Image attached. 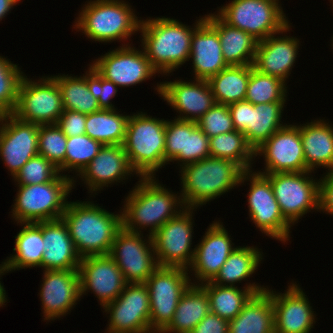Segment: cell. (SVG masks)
<instances>
[{
    "instance_id": "obj_43",
    "label": "cell",
    "mask_w": 333,
    "mask_h": 333,
    "mask_svg": "<svg viewBox=\"0 0 333 333\" xmlns=\"http://www.w3.org/2000/svg\"><path fill=\"white\" fill-rule=\"evenodd\" d=\"M67 136L56 124L39 125L38 154L51 161L59 172L65 171Z\"/></svg>"
},
{
    "instance_id": "obj_33",
    "label": "cell",
    "mask_w": 333,
    "mask_h": 333,
    "mask_svg": "<svg viewBox=\"0 0 333 333\" xmlns=\"http://www.w3.org/2000/svg\"><path fill=\"white\" fill-rule=\"evenodd\" d=\"M246 284L243 289L238 286H219L211 281L201 284L210 300V312L230 321L241 312L253 294L267 289L264 285Z\"/></svg>"
},
{
    "instance_id": "obj_17",
    "label": "cell",
    "mask_w": 333,
    "mask_h": 333,
    "mask_svg": "<svg viewBox=\"0 0 333 333\" xmlns=\"http://www.w3.org/2000/svg\"><path fill=\"white\" fill-rule=\"evenodd\" d=\"M127 42L105 53L91 64L107 80L120 87H129L150 79L158 72L152 67L144 50Z\"/></svg>"
},
{
    "instance_id": "obj_52",
    "label": "cell",
    "mask_w": 333,
    "mask_h": 333,
    "mask_svg": "<svg viewBox=\"0 0 333 333\" xmlns=\"http://www.w3.org/2000/svg\"><path fill=\"white\" fill-rule=\"evenodd\" d=\"M21 0H0V21L17 5Z\"/></svg>"
},
{
    "instance_id": "obj_2",
    "label": "cell",
    "mask_w": 333,
    "mask_h": 333,
    "mask_svg": "<svg viewBox=\"0 0 333 333\" xmlns=\"http://www.w3.org/2000/svg\"><path fill=\"white\" fill-rule=\"evenodd\" d=\"M114 214L92 201H68L62 215L81 258L107 255L122 228V212Z\"/></svg>"
},
{
    "instance_id": "obj_45",
    "label": "cell",
    "mask_w": 333,
    "mask_h": 333,
    "mask_svg": "<svg viewBox=\"0 0 333 333\" xmlns=\"http://www.w3.org/2000/svg\"><path fill=\"white\" fill-rule=\"evenodd\" d=\"M210 157L209 137L197 126L195 121H187L186 154H178L171 162L180 167Z\"/></svg>"
},
{
    "instance_id": "obj_32",
    "label": "cell",
    "mask_w": 333,
    "mask_h": 333,
    "mask_svg": "<svg viewBox=\"0 0 333 333\" xmlns=\"http://www.w3.org/2000/svg\"><path fill=\"white\" fill-rule=\"evenodd\" d=\"M22 229L15 236V254H10L2 264L8 272L16 269L42 267L45 251L42 237V221L36 223H19Z\"/></svg>"
},
{
    "instance_id": "obj_42",
    "label": "cell",
    "mask_w": 333,
    "mask_h": 333,
    "mask_svg": "<svg viewBox=\"0 0 333 333\" xmlns=\"http://www.w3.org/2000/svg\"><path fill=\"white\" fill-rule=\"evenodd\" d=\"M7 57L0 56V116L13 114L18 99L19 85L25 75Z\"/></svg>"
},
{
    "instance_id": "obj_22",
    "label": "cell",
    "mask_w": 333,
    "mask_h": 333,
    "mask_svg": "<svg viewBox=\"0 0 333 333\" xmlns=\"http://www.w3.org/2000/svg\"><path fill=\"white\" fill-rule=\"evenodd\" d=\"M40 286V300L44 321L61 318L81 300L78 269L43 270ZM71 309V310H70Z\"/></svg>"
},
{
    "instance_id": "obj_34",
    "label": "cell",
    "mask_w": 333,
    "mask_h": 333,
    "mask_svg": "<svg viewBox=\"0 0 333 333\" xmlns=\"http://www.w3.org/2000/svg\"><path fill=\"white\" fill-rule=\"evenodd\" d=\"M210 312V300L201 285L191 284L178 302L169 325L161 333H190Z\"/></svg>"
},
{
    "instance_id": "obj_36",
    "label": "cell",
    "mask_w": 333,
    "mask_h": 333,
    "mask_svg": "<svg viewBox=\"0 0 333 333\" xmlns=\"http://www.w3.org/2000/svg\"><path fill=\"white\" fill-rule=\"evenodd\" d=\"M262 254L254 246H236L211 282L219 286H236V283L247 280L258 269Z\"/></svg>"
},
{
    "instance_id": "obj_12",
    "label": "cell",
    "mask_w": 333,
    "mask_h": 333,
    "mask_svg": "<svg viewBox=\"0 0 333 333\" xmlns=\"http://www.w3.org/2000/svg\"><path fill=\"white\" fill-rule=\"evenodd\" d=\"M36 81L23 76L13 115L37 125L56 124L64 110L58 84L51 76Z\"/></svg>"
},
{
    "instance_id": "obj_24",
    "label": "cell",
    "mask_w": 333,
    "mask_h": 333,
    "mask_svg": "<svg viewBox=\"0 0 333 333\" xmlns=\"http://www.w3.org/2000/svg\"><path fill=\"white\" fill-rule=\"evenodd\" d=\"M230 237L222 222L213 221L209 225L200 243L195 247L194 259L189 268L190 272H194L193 282L197 280V283L193 284L201 285L216 277L228 256L236 248L233 247L234 243Z\"/></svg>"
},
{
    "instance_id": "obj_37",
    "label": "cell",
    "mask_w": 333,
    "mask_h": 333,
    "mask_svg": "<svg viewBox=\"0 0 333 333\" xmlns=\"http://www.w3.org/2000/svg\"><path fill=\"white\" fill-rule=\"evenodd\" d=\"M249 77L250 65H230L211 77L208 82L215 102L229 105L245 100Z\"/></svg>"
},
{
    "instance_id": "obj_31",
    "label": "cell",
    "mask_w": 333,
    "mask_h": 333,
    "mask_svg": "<svg viewBox=\"0 0 333 333\" xmlns=\"http://www.w3.org/2000/svg\"><path fill=\"white\" fill-rule=\"evenodd\" d=\"M229 333H274V309L267 290L253 294L229 321Z\"/></svg>"
},
{
    "instance_id": "obj_7",
    "label": "cell",
    "mask_w": 333,
    "mask_h": 333,
    "mask_svg": "<svg viewBox=\"0 0 333 333\" xmlns=\"http://www.w3.org/2000/svg\"><path fill=\"white\" fill-rule=\"evenodd\" d=\"M61 174L50 182L17 186V195L11 209L12 218L17 224L62 218L68 203L67 197L74 189L77 178Z\"/></svg>"
},
{
    "instance_id": "obj_20",
    "label": "cell",
    "mask_w": 333,
    "mask_h": 333,
    "mask_svg": "<svg viewBox=\"0 0 333 333\" xmlns=\"http://www.w3.org/2000/svg\"><path fill=\"white\" fill-rule=\"evenodd\" d=\"M78 271L81 297L92 291L102 308L116 300L127 284L122 271L109 254L83 257Z\"/></svg>"
},
{
    "instance_id": "obj_13",
    "label": "cell",
    "mask_w": 333,
    "mask_h": 333,
    "mask_svg": "<svg viewBox=\"0 0 333 333\" xmlns=\"http://www.w3.org/2000/svg\"><path fill=\"white\" fill-rule=\"evenodd\" d=\"M193 211L194 208H185L152 235L159 266L189 270L195 255V248H191Z\"/></svg>"
},
{
    "instance_id": "obj_46",
    "label": "cell",
    "mask_w": 333,
    "mask_h": 333,
    "mask_svg": "<svg viewBox=\"0 0 333 333\" xmlns=\"http://www.w3.org/2000/svg\"><path fill=\"white\" fill-rule=\"evenodd\" d=\"M196 123L209 138L235 130L228 105L218 103H215Z\"/></svg>"
},
{
    "instance_id": "obj_29",
    "label": "cell",
    "mask_w": 333,
    "mask_h": 333,
    "mask_svg": "<svg viewBox=\"0 0 333 333\" xmlns=\"http://www.w3.org/2000/svg\"><path fill=\"white\" fill-rule=\"evenodd\" d=\"M205 20L218 32L223 57L230 66L253 65L258 40L247 32L225 23L216 12L205 15Z\"/></svg>"
},
{
    "instance_id": "obj_47",
    "label": "cell",
    "mask_w": 333,
    "mask_h": 333,
    "mask_svg": "<svg viewBox=\"0 0 333 333\" xmlns=\"http://www.w3.org/2000/svg\"><path fill=\"white\" fill-rule=\"evenodd\" d=\"M187 121L166 120L164 166L178 154H186Z\"/></svg>"
},
{
    "instance_id": "obj_15",
    "label": "cell",
    "mask_w": 333,
    "mask_h": 333,
    "mask_svg": "<svg viewBox=\"0 0 333 333\" xmlns=\"http://www.w3.org/2000/svg\"><path fill=\"white\" fill-rule=\"evenodd\" d=\"M110 314L106 333H148L150 329V296L145 283H127L119 297L106 304Z\"/></svg>"
},
{
    "instance_id": "obj_28",
    "label": "cell",
    "mask_w": 333,
    "mask_h": 333,
    "mask_svg": "<svg viewBox=\"0 0 333 333\" xmlns=\"http://www.w3.org/2000/svg\"><path fill=\"white\" fill-rule=\"evenodd\" d=\"M190 59L195 75L193 79L208 81L229 66L223 57L218 32L205 19L193 31Z\"/></svg>"
},
{
    "instance_id": "obj_3",
    "label": "cell",
    "mask_w": 333,
    "mask_h": 333,
    "mask_svg": "<svg viewBox=\"0 0 333 333\" xmlns=\"http://www.w3.org/2000/svg\"><path fill=\"white\" fill-rule=\"evenodd\" d=\"M204 19L205 16L196 20L192 28L164 16L141 20V46L158 73L169 76L190 60L193 31Z\"/></svg>"
},
{
    "instance_id": "obj_8",
    "label": "cell",
    "mask_w": 333,
    "mask_h": 333,
    "mask_svg": "<svg viewBox=\"0 0 333 333\" xmlns=\"http://www.w3.org/2000/svg\"><path fill=\"white\" fill-rule=\"evenodd\" d=\"M217 15L258 41L291 29L279 0H232L219 8Z\"/></svg>"
},
{
    "instance_id": "obj_6",
    "label": "cell",
    "mask_w": 333,
    "mask_h": 333,
    "mask_svg": "<svg viewBox=\"0 0 333 333\" xmlns=\"http://www.w3.org/2000/svg\"><path fill=\"white\" fill-rule=\"evenodd\" d=\"M73 25L91 41H125L140 29L132 6L123 0H90L82 7Z\"/></svg>"
},
{
    "instance_id": "obj_41",
    "label": "cell",
    "mask_w": 333,
    "mask_h": 333,
    "mask_svg": "<svg viewBox=\"0 0 333 333\" xmlns=\"http://www.w3.org/2000/svg\"><path fill=\"white\" fill-rule=\"evenodd\" d=\"M102 144L86 134L67 137L65 153V171H81L92 161L102 148Z\"/></svg>"
},
{
    "instance_id": "obj_19",
    "label": "cell",
    "mask_w": 333,
    "mask_h": 333,
    "mask_svg": "<svg viewBox=\"0 0 333 333\" xmlns=\"http://www.w3.org/2000/svg\"><path fill=\"white\" fill-rule=\"evenodd\" d=\"M39 125L13 114L0 116V156L14 178L21 167L38 155Z\"/></svg>"
},
{
    "instance_id": "obj_14",
    "label": "cell",
    "mask_w": 333,
    "mask_h": 333,
    "mask_svg": "<svg viewBox=\"0 0 333 333\" xmlns=\"http://www.w3.org/2000/svg\"><path fill=\"white\" fill-rule=\"evenodd\" d=\"M147 236L148 239H143V233L130 232L123 227L115 236L109 255L127 283H145L159 267L152 236Z\"/></svg>"
},
{
    "instance_id": "obj_16",
    "label": "cell",
    "mask_w": 333,
    "mask_h": 333,
    "mask_svg": "<svg viewBox=\"0 0 333 333\" xmlns=\"http://www.w3.org/2000/svg\"><path fill=\"white\" fill-rule=\"evenodd\" d=\"M285 104L273 102L253 105L243 100L229 104L228 109L235 130L245 135L255 151L277 130L287 125L281 121Z\"/></svg>"
},
{
    "instance_id": "obj_25",
    "label": "cell",
    "mask_w": 333,
    "mask_h": 333,
    "mask_svg": "<svg viewBox=\"0 0 333 333\" xmlns=\"http://www.w3.org/2000/svg\"><path fill=\"white\" fill-rule=\"evenodd\" d=\"M131 174L136 172L129 164L123 145H103L78 176L87 185L86 188H89L88 193L96 195V191L114 183L117 185V182H123Z\"/></svg>"
},
{
    "instance_id": "obj_4",
    "label": "cell",
    "mask_w": 333,
    "mask_h": 333,
    "mask_svg": "<svg viewBox=\"0 0 333 333\" xmlns=\"http://www.w3.org/2000/svg\"><path fill=\"white\" fill-rule=\"evenodd\" d=\"M244 170L235 162L207 157L180 168V195L186 208L197 209L238 187Z\"/></svg>"
},
{
    "instance_id": "obj_26",
    "label": "cell",
    "mask_w": 333,
    "mask_h": 333,
    "mask_svg": "<svg viewBox=\"0 0 333 333\" xmlns=\"http://www.w3.org/2000/svg\"><path fill=\"white\" fill-rule=\"evenodd\" d=\"M275 36L273 34L258 42L253 66L260 73L286 82L295 66L300 41L290 35Z\"/></svg>"
},
{
    "instance_id": "obj_35",
    "label": "cell",
    "mask_w": 333,
    "mask_h": 333,
    "mask_svg": "<svg viewBox=\"0 0 333 333\" xmlns=\"http://www.w3.org/2000/svg\"><path fill=\"white\" fill-rule=\"evenodd\" d=\"M130 115L101 109L87 115L85 134L102 145H123Z\"/></svg>"
},
{
    "instance_id": "obj_51",
    "label": "cell",
    "mask_w": 333,
    "mask_h": 333,
    "mask_svg": "<svg viewBox=\"0 0 333 333\" xmlns=\"http://www.w3.org/2000/svg\"><path fill=\"white\" fill-rule=\"evenodd\" d=\"M190 333H229V321L209 312Z\"/></svg>"
},
{
    "instance_id": "obj_23",
    "label": "cell",
    "mask_w": 333,
    "mask_h": 333,
    "mask_svg": "<svg viewBox=\"0 0 333 333\" xmlns=\"http://www.w3.org/2000/svg\"><path fill=\"white\" fill-rule=\"evenodd\" d=\"M272 297L274 333H309L314 327L315 313L300 285L290 283L284 293L266 289Z\"/></svg>"
},
{
    "instance_id": "obj_10",
    "label": "cell",
    "mask_w": 333,
    "mask_h": 333,
    "mask_svg": "<svg viewBox=\"0 0 333 333\" xmlns=\"http://www.w3.org/2000/svg\"><path fill=\"white\" fill-rule=\"evenodd\" d=\"M250 181L248 196L249 217L256 228L267 236L287 242L290 240L291 225L284 219L270 180L259 172L244 171L240 184Z\"/></svg>"
},
{
    "instance_id": "obj_39",
    "label": "cell",
    "mask_w": 333,
    "mask_h": 333,
    "mask_svg": "<svg viewBox=\"0 0 333 333\" xmlns=\"http://www.w3.org/2000/svg\"><path fill=\"white\" fill-rule=\"evenodd\" d=\"M210 157L231 160L244 171L252 169L255 151L248 144L245 135L239 131L222 133L209 138Z\"/></svg>"
},
{
    "instance_id": "obj_9",
    "label": "cell",
    "mask_w": 333,
    "mask_h": 333,
    "mask_svg": "<svg viewBox=\"0 0 333 333\" xmlns=\"http://www.w3.org/2000/svg\"><path fill=\"white\" fill-rule=\"evenodd\" d=\"M188 272L184 268L159 266L147 278L151 331L161 333L171 322L181 296L193 284Z\"/></svg>"
},
{
    "instance_id": "obj_38",
    "label": "cell",
    "mask_w": 333,
    "mask_h": 333,
    "mask_svg": "<svg viewBox=\"0 0 333 333\" xmlns=\"http://www.w3.org/2000/svg\"><path fill=\"white\" fill-rule=\"evenodd\" d=\"M51 77L57 82L61 92L63 109L73 110L82 114H90L101 110L98 99L90 92L86 75L71 76L55 75Z\"/></svg>"
},
{
    "instance_id": "obj_30",
    "label": "cell",
    "mask_w": 333,
    "mask_h": 333,
    "mask_svg": "<svg viewBox=\"0 0 333 333\" xmlns=\"http://www.w3.org/2000/svg\"><path fill=\"white\" fill-rule=\"evenodd\" d=\"M300 135L304 150L306 168L333 170V125L324 119L300 124Z\"/></svg>"
},
{
    "instance_id": "obj_18",
    "label": "cell",
    "mask_w": 333,
    "mask_h": 333,
    "mask_svg": "<svg viewBox=\"0 0 333 333\" xmlns=\"http://www.w3.org/2000/svg\"><path fill=\"white\" fill-rule=\"evenodd\" d=\"M265 161L261 174L306 172L304 150L300 135V125H286L277 130L255 150V157Z\"/></svg>"
},
{
    "instance_id": "obj_1",
    "label": "cell",
    "mask_w": 333,
    "mask_h": 333,
    "mask_svg": "<svg viewBox=\"0 0 333 333\" xmlns=\"http://www.w3.org/2000/svg\"><path fill=\"white\" fill-rule=\"evenodd\" d=\"M155 177H139V181L125 198L122 227L130 232L141 233L149 227L152 236L168 220L186 207L181 195L164 188Z\"/></svg>"
},
{
    "instance_id": "obj_27",
    "label": "cell",
    "mask_w": 333,
    "mask_h": 333,
    "mask_svg": "<svg viewBox=\"0 0 333 333\" xmlns=\"http://www.w3.org/2000/svg\"><path fill=\"white\" fill-rule=\"evenodd\" d=\"M42 237L45 249L42 257L43 270L79 269L82 258L62 218L42 221Z\"/></svg>"
},
{
    "instance_id": "obj_5",
    "label": "cell",
    "mask_w": 333,
    "mask_h": 333,
    "mask_svg": "<svg viewBox=\"0 0 333 333\" xmlns=\"http://www.w3.org/2000/svg\"><path fill=\"white\" fill-rule=\"evenodd\" d=\"M166 120L147 113L129 116L123 147L138 177H155L164 166Z\"/></svg>"
},
{
    "instance_id": "obj_44",
    "label": "cell",
    "mask_w": 333,
    "mask_h": 333,
    "mask_svg": "<svg viewBox=\"0 0 333 333\" xmlns=\"http://www.w3.org/2000/svg\"><path fill=\"white\" fill-rule=\"evenodd\" d=\"M60 174L58 167L41 155L29 159L15 175L17 185L41 184L53 181Z\"/></svg>"
},
{
    "instance_id": "obj_50",
    "label": "cell",
    "mask_w": 333,
    "mask_h": 333,
    "mask_svg": "<svg viewBox=\"0 0 333 333\" xmlns=\"http://www.w3.org/2000/svg\"><path fill=\"white\" fill-rule=\"evenodd\" d=\"M319 179L318 211L333 216V170Z\"/></svg>"
},
{
    "instance_id": "obj_53",
    "label": "cell",
    "mask_w": 333,
    "mask_h": 333,
    "mask_svg": "<svg viewBox=\"0 0 333 333\" xmlns=\"http://www.w3.org/2000/svg\"><path fill=\"white\" fill-rule=\"evenodd\" d=\"M5 273H9L6 269V267L1 263L0 264V279H2V275ZM7 302V297H6V292L4 285L0 281V307H3V305H6L5 303Z\"/></svg>"
},
{
    "instance_id": "obj_21",
    "label": "cell",
    "mask_w": 333,
    "mask_h": 333,
    "mask_svg": "<svg viewBox=\"0 0 333 333\" xmlns=\"http://www.w3.org/2000/svg\"><path fill=\"white\" fill-rule=\"evenodd\" d=\"M193 81H165L155 88L160 97L179 112L178 120L196 122L216 103L207 80Z\"/></svg>"
},
{
    "instance_id": "obj_40",
    "label": "cell",
    "mask_w": 333,
    "mask_h": 333,
    "mask_svg": "<svg viewBox=\"0 0 333 333\" xmlns=\"http://www.w3.org/2000/svg\"><path fill=\"white\" fill-rule=\"evenodd\" d=\"M286 84L277 77L260 73L253 65H250L245 100L253 105L286 102L288 92Z\"/></svg>"
},
{
    "instance_id": "obj_48",
    "label": "cell",
    "mask_w": 333,
    "mask_h": 333,
    "mask_svg": "<svg viewBox=\"0 0 333 333\" xmlns=\"http://www.w3.org/2000/svg\"><path fill=\"white\" fill-rule=\"evenodd\" d=\"M89 65L88 71H86L85 74L90 92L98 99V104L101 109H116L114 107L115 105L110 102V99L116 96L118 86L112 81L102 77L91 64Z\"/></svg>"
},
{
    "instance_id": "obj_49",
    "label": "cell",
    "mask_w": 333,
    "mask_h": 333,
    "mask_svg": "<svg viewBox=\"0 0 333 333\" xmlns=\"http://www.w3.org/2000/svg\"><path fill=\"white\" fill-rule=\"evenodd\" d=\"M87 115L73 110H63L56 125L67 137L85 134Z\"/></svg>"
},
{
    "instance_id": "obj_11",
    "label": "cell",
    "mask_w": 333,
    "mask_h": 333,
    "mask_svg": "<svg viewBox=\"0 0 333 333\" xmlns=\"http://www.w3.org/2000/svg\"><path fill=\"white\" fill-rule=\"evenodd\" d=\"M312 172L264 174L270 180L284 219L291 226L311 210L318 211L319 180L312 177Z\"/></svg>"
}]
</instances>
